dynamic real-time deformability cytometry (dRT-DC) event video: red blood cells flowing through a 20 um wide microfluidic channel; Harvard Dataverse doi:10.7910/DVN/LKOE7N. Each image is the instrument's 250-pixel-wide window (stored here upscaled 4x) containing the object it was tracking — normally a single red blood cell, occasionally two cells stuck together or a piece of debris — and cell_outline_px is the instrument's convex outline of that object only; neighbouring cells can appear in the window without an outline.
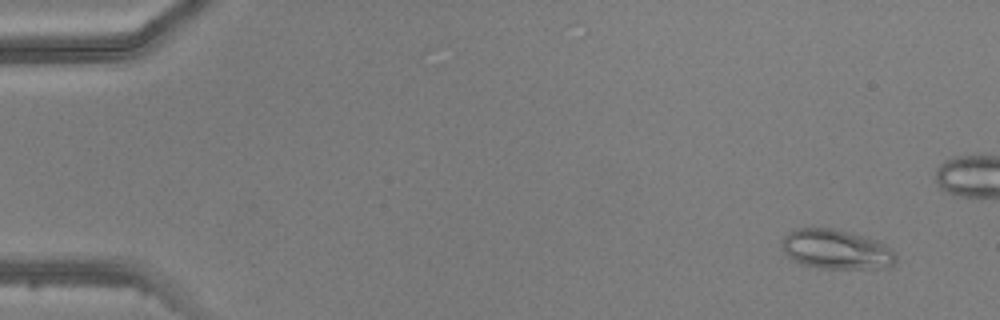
{"species": "common noctule bat (a hibernating species)", "species_latin": "Nyctalus noctula", "temperature_condition": "warm", "stored_images_in_passage": 6, "camera_frame_rate_fps": 3000, "um_per_image_px": 0.085, "animal": {"sex": "male", "body_mass_g": 20.5, "forearm_length_mm": 52.5}, "frame": {"image": 1, "passage_image": 6, "time_ms": 7.0, "image_size_px": [1000, 320], "cell_outline_px": [[896, 260], [888, 268], [816, 268], [800, 264], [792, 260], [784, 252], [780, 240], [788, 232], [796, 228], [832, 228], [860, 236], [884, 244], [896, 256]], "centroid_in_image_um": [70.99, 21.21], "position_along_channel_um": 14.0, "area_um2": 26.01}}